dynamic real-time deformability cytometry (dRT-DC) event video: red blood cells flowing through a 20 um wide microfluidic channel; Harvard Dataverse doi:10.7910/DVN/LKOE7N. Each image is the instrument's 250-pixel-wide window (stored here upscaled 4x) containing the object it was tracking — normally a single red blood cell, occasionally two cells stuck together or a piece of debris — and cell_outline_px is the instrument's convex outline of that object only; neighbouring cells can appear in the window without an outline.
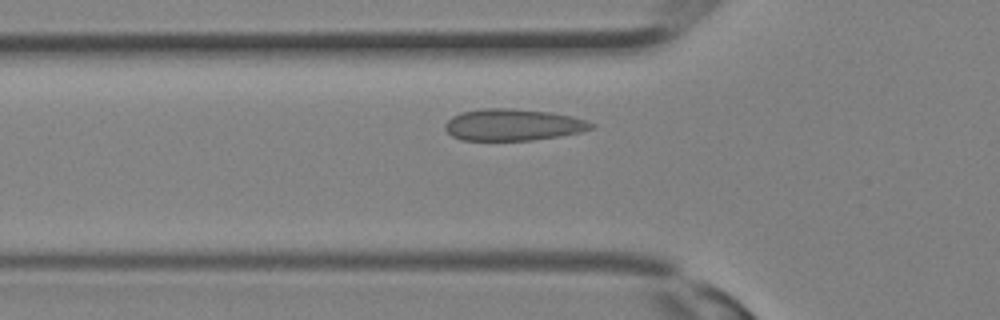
{"species": "Egyptian fruit bat (a non-hibernating species)", "species_latin": "Rousettus aegyptiacus", "temperature_condition": "room temperature", "stored_images_in_passage": 28, "camera_frame_rate_fps": 3000, "um_per_image_px": 0.085, "animal": {"sex": "female"}, "frame": {"image": 1, "passage_image": 7, "time_ms": 2.0, "image_size_px": [1000, 320], "cell_outline_px": [[596, 124], [592, 128], [580, 132], [560, 136], [532, 140], [460, 140], [452, 136], [444, 128], [444, 124], [452, 116], [460, 112], [480, 108], [508, 108], [548, 112], [572, 116]], "centroid_in_image_um": [43.56, 10.6], "position_along_channel_um": 82.2, "area_um2": 26.99}}
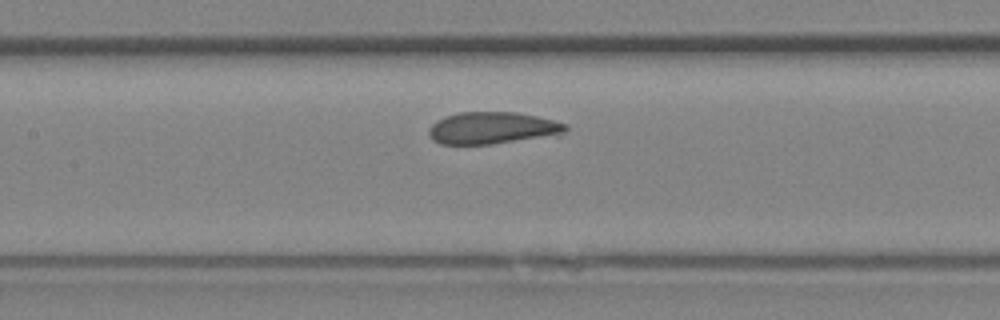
{"frame": {"image": 2, "passage_image": 11, "time_ms": 3.333, "image_size_px": [1000, 320], "cell_outline_px": [[568, 128], [564, 132], [488, 144], [440, 144], [432, 140], [428, 136], [428, 128], [436, 120], [444, 116], [460, 112], [516, 112], [536, 116], [568, 124]], "centroid_in_image_um": [41.72, 10.86], "position_along_channel_um": 165.7, "area_um2": 24.97}}
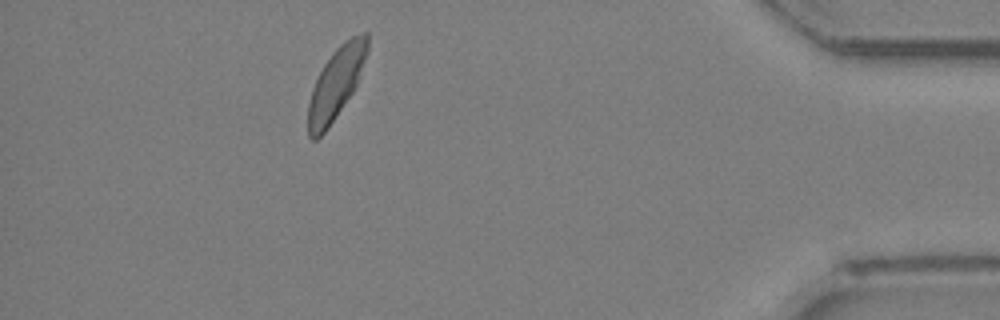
{"frame": {"image": 3, "passage_image": 25, "time_ms": 8.0, "image_size_px": [1000, 320], "cell_outline_px": [[368, 52], [356, 84], [352, 92], [328, 128], [316, 140], [312, 140], [308, 136], [308, 104], [312, 88], [324, 64], [332, 52], [344, 40], [352, 36], [364, 32], [368, 32]], "centroid_in_image_um": [28.55, 7.07], "position_along_channel_um": 406.6, "area_um2": 24.39}}